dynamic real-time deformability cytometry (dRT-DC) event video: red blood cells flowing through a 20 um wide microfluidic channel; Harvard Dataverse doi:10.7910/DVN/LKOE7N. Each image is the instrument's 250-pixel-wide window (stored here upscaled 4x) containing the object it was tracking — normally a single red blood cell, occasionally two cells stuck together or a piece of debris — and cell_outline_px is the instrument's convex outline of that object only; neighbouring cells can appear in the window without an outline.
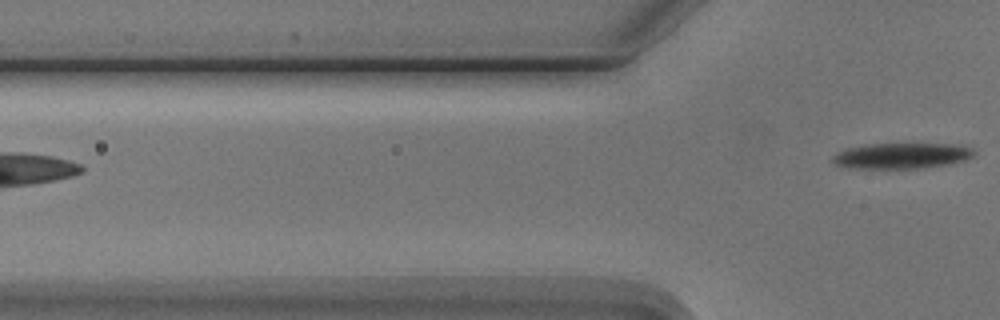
{"species": "Egyptian fruit bat (a non-hibernating species)", "species_latin": "Rousettus aegyptiacus", "temperature_condition": "cold", "stored_images_in_passage": 5, "camera_frame_rate_fps": 3000, "um_per_image_px": 0.085, "animal": {"sex": "male"}, "frame": {"image": 1, "passage_image": 5, "time_ms": 5.667, "image_size_px": [1000, 320], "cell_outline_px": [[976, 156], [968, 160], [948, 164], [924, 168], [852, 168], [836, 164], [832, 160], [832, 156], [848, 148], [868, 144], [952, 144], [972, 148], [976, 152]], "centroid_in_image_um": [76.73, 13.24], "position_along_channel_um": 49.1, "area_um2": 21.1}}